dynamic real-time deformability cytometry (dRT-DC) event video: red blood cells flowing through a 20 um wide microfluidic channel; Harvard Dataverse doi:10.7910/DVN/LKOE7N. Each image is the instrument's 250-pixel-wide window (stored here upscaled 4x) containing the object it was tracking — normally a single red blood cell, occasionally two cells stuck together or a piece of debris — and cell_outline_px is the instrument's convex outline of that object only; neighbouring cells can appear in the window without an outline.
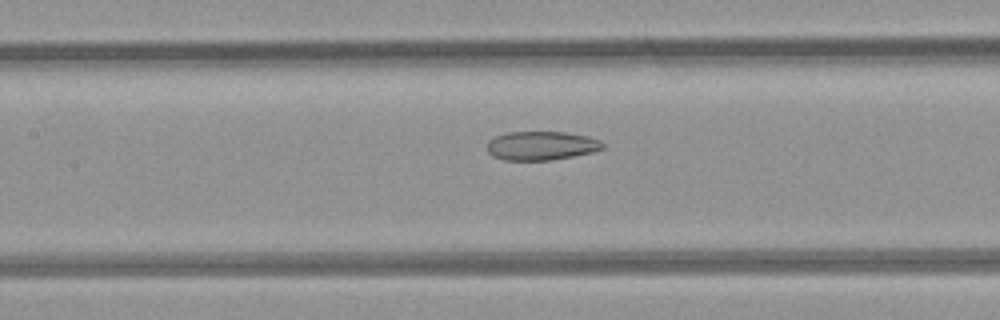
{"species": "common noctule bat (a hibernating species)", "species_latin": "Nyctalus noctula", "temperature_condition": "room temperature", "stored_images_in_passage": 34, "camera_frame_rate_fps": 3000, "um_per_image_px": 0.085, "animal": {"sex": "female", "body_mass_g": 21.9}, "frame": {"image": 1, "passage_image": 18, "time_ms": 5.667, "image_size_px": [1000, 320], "cell_outline_px": [[604, 148], [592, 152], [552, 160], [504, 160], [492, 156], [488, 152], [488, 140], [496, 136], [508, 132], [564, 132], [588, 136], [600, 140], [604, 144]], "centroid_in_image_um": [46.01, 12.38], "position_along_channel_um": 161.4, "area_um2": 19.42}}
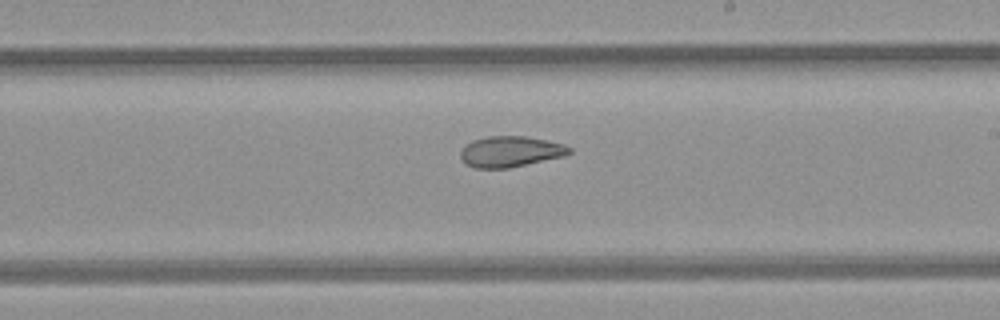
{"frame": {"image": 2, "passage_image": 24, "time_ms": 7.667, "image_size_px": [1000, 320], "cell_outline_px": [[572, 152], [564, 156], [508, 168], [476, 168], [468, 164], [460, 156], [460, 152], [472, 140], [488, 136], [524, 136], [564, 144], [572, 148]], "centroid_in_image_um": [43.41, 12.88], "position_along_channel_um": 245.6, "area_um2": 19.25}}
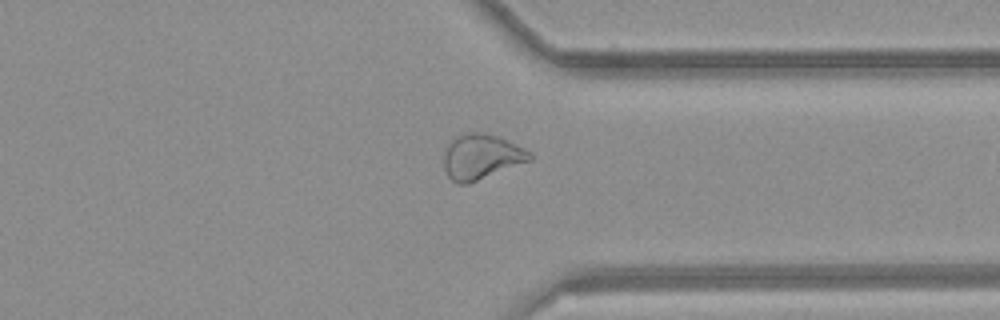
{"frame": {"image": 3, "passage_image": 33, "time_ms": 10.667, "image_size_px": [1000, 320], "cell_outline_px": [[532, 160], [468, 184], [456, 184], [448, 176], [444, 168], [444, 152], [448, 144], [456, 136], [464, 132], [480, 132], [496, 136], [524, 148], [532, 152]], "centroid_in_image_um": [40.9, 13.33], "position_along_channel_um": 370.5, "area_um2": 22.6}}